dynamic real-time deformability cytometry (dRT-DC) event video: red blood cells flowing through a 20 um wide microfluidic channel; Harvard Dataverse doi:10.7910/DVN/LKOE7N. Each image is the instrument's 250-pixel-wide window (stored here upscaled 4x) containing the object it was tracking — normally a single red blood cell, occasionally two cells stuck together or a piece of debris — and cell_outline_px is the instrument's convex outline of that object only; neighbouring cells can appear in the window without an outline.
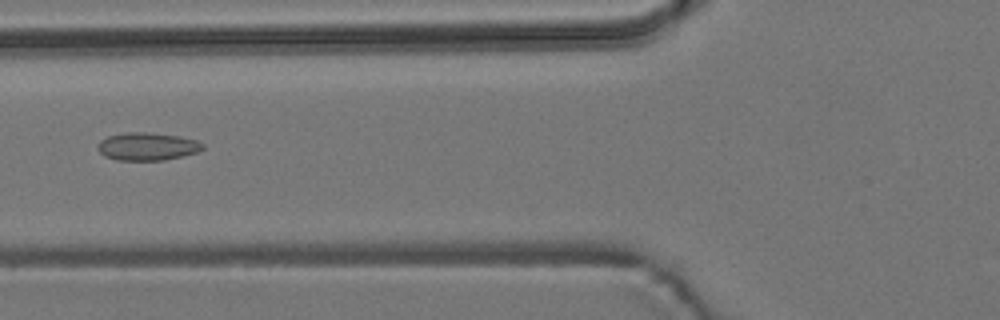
{"species": "common noctule bat (a hibernating species)", "species_latin": "Nyctalus noctula", "temperature_condition": "room temperature", "stored_images_in_passage": 6, "camera_frame_rate_fps": 3000, "um_per_image_px": 0.085, "animal": {"sex": "male", "body_mass_g": 19.2, "forearm_length_mm": 51.8}, "frame": {"image": 1, "passage_image": 6, "time_ms": 6.0, "image_size_px": [1000, 320], "cell_outline_px": [[204, 148], [196, 152], [164, 160], [116, 160], [104, 156], [96, 148], [100, 140], [108, 136], [124, 132], [148, 132], [180, 136], [196, 140], [204, 144]], "centroid_in_image_um": [12.48, 12.44], "position_along_channel_um": 113.3, "area_um2": 17.05}}